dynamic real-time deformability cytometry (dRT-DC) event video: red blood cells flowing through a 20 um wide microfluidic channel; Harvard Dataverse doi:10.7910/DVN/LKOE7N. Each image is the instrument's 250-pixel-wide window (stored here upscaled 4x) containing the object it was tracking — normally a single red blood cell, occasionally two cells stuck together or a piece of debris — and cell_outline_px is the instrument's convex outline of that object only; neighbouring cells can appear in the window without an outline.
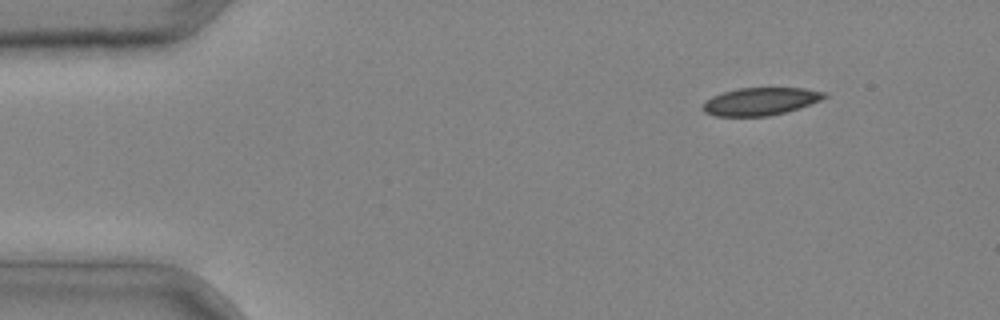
{"species": "common noctule bat (a hibernating species)", "species_latin": "Nyctalus noctula", "temperature_condition": "cold", "stored_images_in_passage": 3, "camera_frame_rate_fps": 3000, "um_per_image_px": 0.085, "animal": {"sex": "male", "body_mass_g": 20.4}, "frame": {"image": 1, "passage_image": 1, "time_ms": 0.0, "image_size_px": [1000, 320], "cell_outline_px": [[828, 96], [820, 100], [784, 112], [768, 116], [712, 116], [704, 112], [704, 104], [712, 96], [736, 88], [804, 88], [828, 92]], "centroid_in_image_um": [64.65, 8.61], "position_along_channel_um": 20.4, "area_um2": 19.36}}
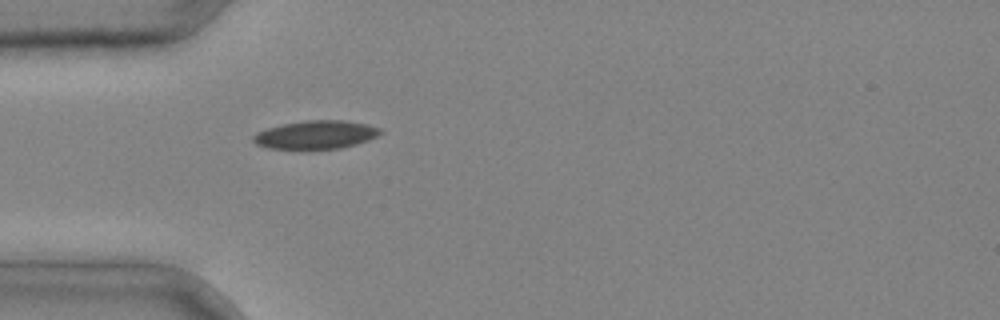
{"frame": {"image": 2, "passage_image": 3, "time_ms": 0.667, "image_size_px": [1000, 320], "cell_outline_px": [[384, 132], [368, 140], [356, 144], [340, 148], [308, 152], [268, 148], [256, 144], [252, 140], [252, 136], [256, 132], [268, 128], [284, 124], [308, 120], [344, 120], [368, 124], [380, 128]], "centroid_in_image_um": [26.82, 11.5], "position_along_channel_um": 58.2, "area_um2": 21.79}}